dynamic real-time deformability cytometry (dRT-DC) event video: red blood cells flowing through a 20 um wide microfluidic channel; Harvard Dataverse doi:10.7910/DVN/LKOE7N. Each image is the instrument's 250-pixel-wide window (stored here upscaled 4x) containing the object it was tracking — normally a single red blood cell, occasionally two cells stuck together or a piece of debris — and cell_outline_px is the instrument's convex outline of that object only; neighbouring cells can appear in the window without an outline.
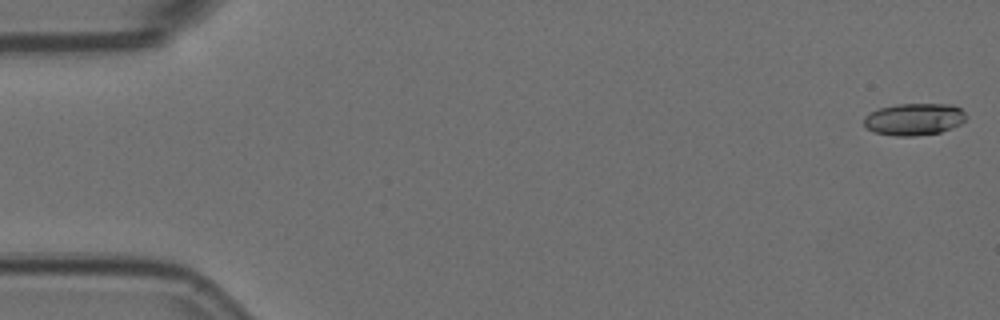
{"species": "Egyptian fruit bat (a non-hibernating species)", "species_latin": "Rousettus aegyptiacus", "temperature_condition": "room temperature", "stored_images_in_passage": 5, "camera_frame_rate_fps": 3000, "um_per_image_px": 0.085, "animal": {"sex": "female"}, "frame": {"image": 1, "passage_image": 1, "time_ms": 0.0, "image_size_px": [1000, 320], "cell_outline_px": [[968, 116], [960, 124], [940, 132], [916, 136], [896, 136], [872, 132], [864, 124], [864, 116], [868, 112], [880, 108], [896, 104], [952, 104], [960, 108]], "centroid_in_image_um": [77.68, 10.13], "position_along_channel_um": 7.3, "area_um2": 19.19}}
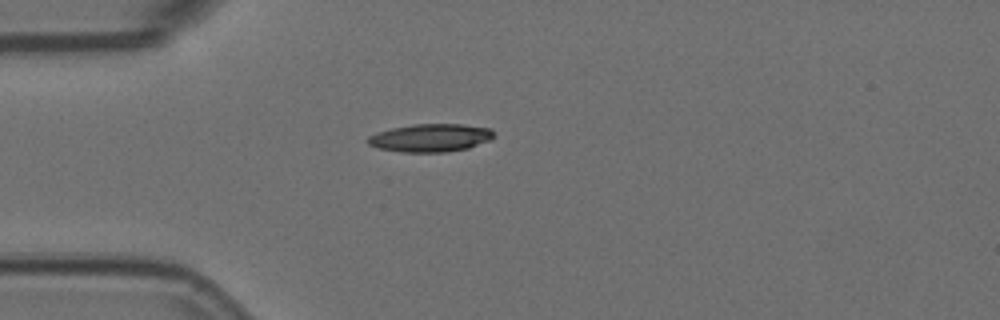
{"frame": {"image": 2, "passage_image": 5, "time_ms": 1.333, "image_size_px": [1000, 320], "cell_outline_px": [[496, 136], [492, 140], [468, 148], [444, 152], [400, 152], [376, 148], [368, 144], [364, 140], [368, 136], [392, 128], [412, 124], [460, 124], [492, 128], [496, 132]], "centroid_in_image_um": [36.63, 11.71], "position_along_channel_um": 48.4, "area_um2": 20.87}}